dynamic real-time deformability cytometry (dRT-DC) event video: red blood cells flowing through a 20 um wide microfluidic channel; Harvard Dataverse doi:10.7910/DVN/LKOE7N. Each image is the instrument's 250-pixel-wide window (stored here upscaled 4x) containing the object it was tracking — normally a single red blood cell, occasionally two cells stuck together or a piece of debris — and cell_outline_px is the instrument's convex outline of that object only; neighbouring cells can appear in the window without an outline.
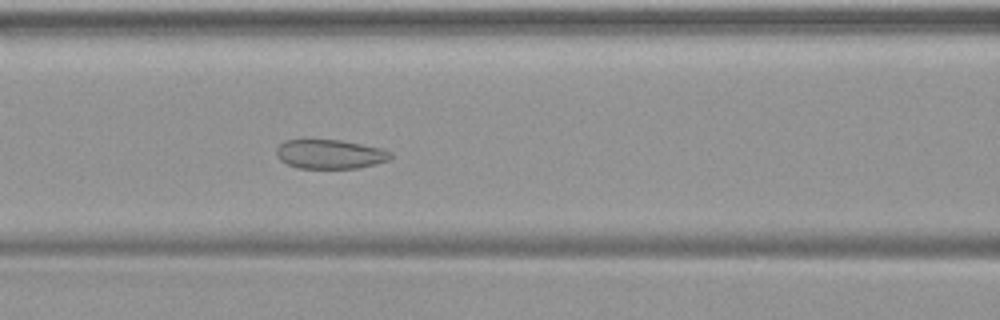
{"species": "common noctule bat (a hibernating species)", "species_latin": "Nyctalus noctula", "temperature_condition": "warm", "stored_images_in_passage": 49, "camera_frame_rate_fps": 3000, "um_per_image_px": 0.085, "animal": {"sex": "female", "body_mass_g": 19.9}, "frame": {"image": 1, "passage_image": 21, "time_ms": 6.667, "image_size_px": [1000, 320], "cell_outline_px": [[392, 156], [388, 160], [356, 168], [300, 168], [288, 164], [280, 160], [276, 156], [276, 148], [284, 140], [340, 140], [380, 148], [392, 152]], "centroid_in_image_um": [28.01, 13.1], "position_along_channel_um": 138.6, "area_um2": 19.19}}
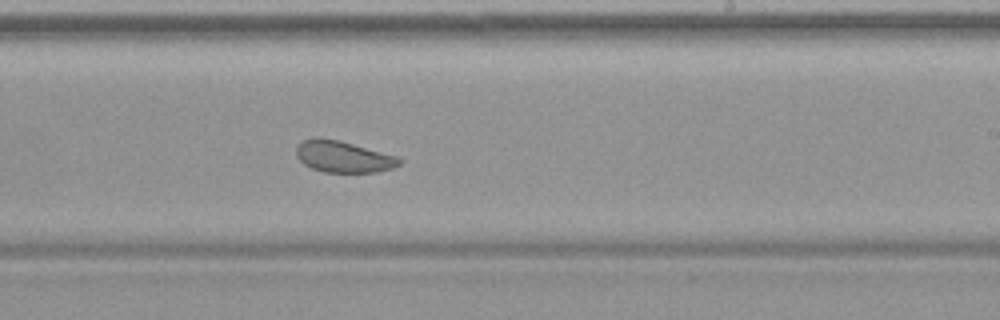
{"frame": {"image": 2, "passage_image": 30, "time_ms": 9.667, "image_size_px": [1000, 320], "cell_outline_px": [[404, 160], [400, 164], [392, 168], [376, 172], [324, 172], [312, 168], [304, 164], [296, 156], [296, 148], [304, 140], [316, 136], [340, 140], [396, 156]], "centroid_in_image_um": [29.17, 13.31], "position_along_channel_um": 259.8, "area_um2": 18.9}}
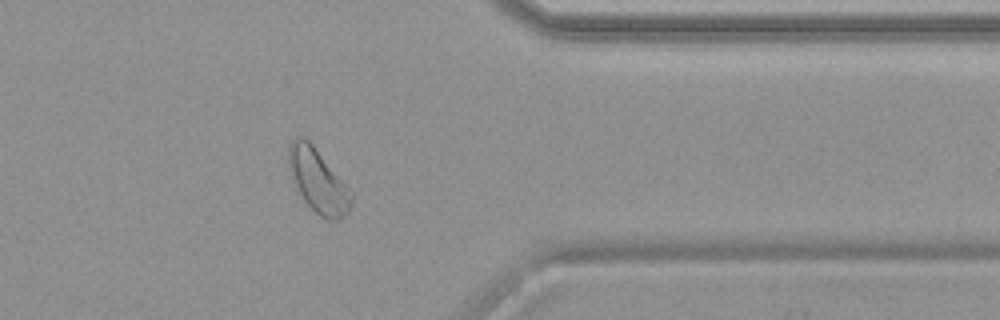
{"frame": {"image": 3, "passage_image": 40, "time_ms": 13.0, "image_size_px": [1000, 320], "cell_outline_px": [[352, 204], [348, 212], [336, 220], [328, 220], [320, 216], [304, 200], [296, 184], [288, 164], [288, 144], [296, 136], [304, 136], [312, 144], [344, 184], [352, 196]], "centroid_in_image_um": [27.0, 15.35], "position_along_channel_um": 384.4, "area_um2": 22.31}}